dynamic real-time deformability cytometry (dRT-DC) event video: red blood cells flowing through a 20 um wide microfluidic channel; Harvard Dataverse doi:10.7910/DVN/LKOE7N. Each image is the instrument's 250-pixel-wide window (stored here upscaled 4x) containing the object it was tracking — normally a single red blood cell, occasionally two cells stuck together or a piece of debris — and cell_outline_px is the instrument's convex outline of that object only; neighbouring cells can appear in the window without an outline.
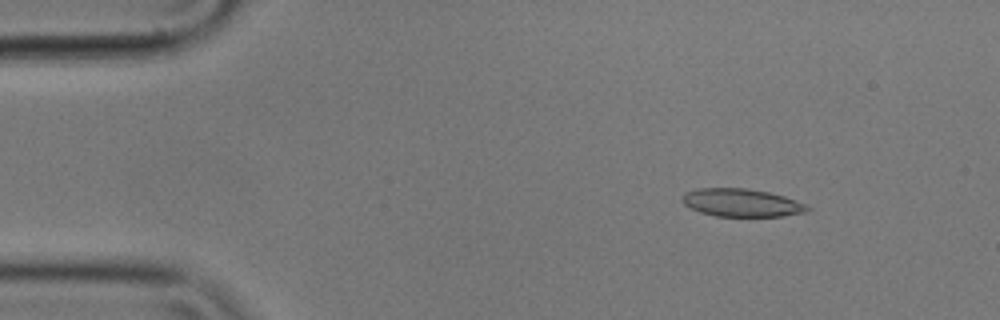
{"species": "common noctule bat (a hibernating species)", "species_latin": "Nyctalus noctula", "temperature_condition": "cold", "stored_images_in_passage": 13, "camera_frame_rate_fps": 3000, "um_per_image_px": 0.085, "animal": {"sex": "male", "body_mass_g": 17.9}, "frame": {"image": 1, "passage_image": 7, "time_ms": 2.0, "image_size_px": [1000, 320], "cell_outline_px": [[812, 208], [808, 212], [780, 216], [716, 216], [700, 212], [684, 204], [680, 200], [684, 192], [700, 188], [748, 188], [768, 192], [784, 196], [808, 204]], "centroid_in_image_um": [63.06, 17.23], "position_along_channel_um": 21.9, "area_um2": 20.52}}